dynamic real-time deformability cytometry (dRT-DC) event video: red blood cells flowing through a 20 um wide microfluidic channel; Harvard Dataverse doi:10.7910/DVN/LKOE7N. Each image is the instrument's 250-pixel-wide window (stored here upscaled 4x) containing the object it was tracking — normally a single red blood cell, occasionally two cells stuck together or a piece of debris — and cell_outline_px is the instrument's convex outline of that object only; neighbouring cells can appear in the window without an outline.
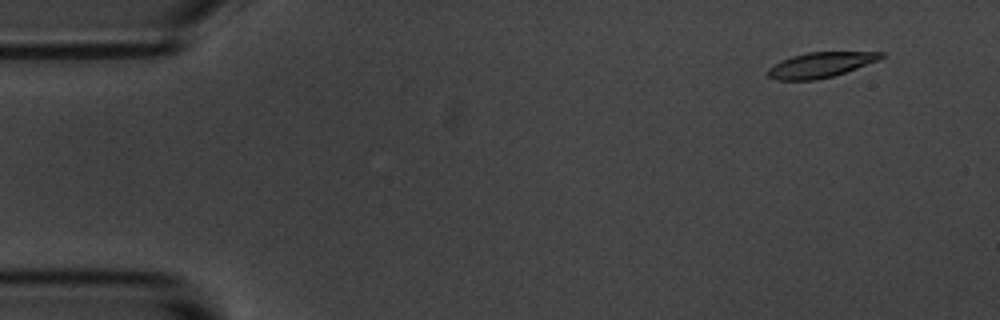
{"species": "common noctule bat (a hibernating species)", "species_latin": "Nyctalus noctula", "temperature_condition": "room temperature", "stored_images_in_passage": 5, "camera_frame_rate_fps": 3000, "um_per_image_px": 0.085, "animal": {"sex": "male", "body_mass_g": 20.1, "forearm_length_mm": 53.5}, "frame": {"image": 1, "passage_image": 2, "time_ms": 0.333, "image_size_px": [1000, 320], "cell_outline_px": [[884, 56], [880, 60], [832, 76], [816, 80], [776, 80], [768, 76], [768, 68], [772, 64], [792, 56], [808, 52], [884, 52]], "centroid_in_image_um": [69.72, 5.51], "position_along_channel_um": 15.3, "area_um2": 16.53}}
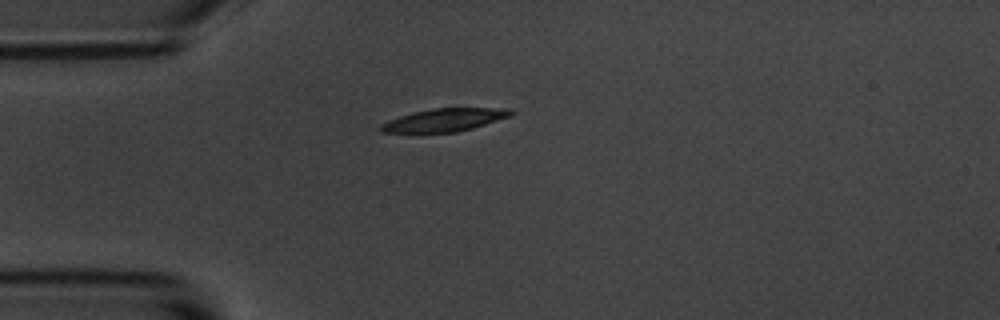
{"frame": {"image": 2, "passage_image": 5, "time_ms": 1.333, "image_size_px": [1000, 320], "cell_outline_px": [[512, 116], [472, 128], [456, 132], [380, 132], [380, 124], [388, 120], [412, 112], [432, 108], [512, 108]], "centroid_in_image_um": [37.79, 10.18], "position_along_channel_um": 47.2, "area_um2": 17.28}}